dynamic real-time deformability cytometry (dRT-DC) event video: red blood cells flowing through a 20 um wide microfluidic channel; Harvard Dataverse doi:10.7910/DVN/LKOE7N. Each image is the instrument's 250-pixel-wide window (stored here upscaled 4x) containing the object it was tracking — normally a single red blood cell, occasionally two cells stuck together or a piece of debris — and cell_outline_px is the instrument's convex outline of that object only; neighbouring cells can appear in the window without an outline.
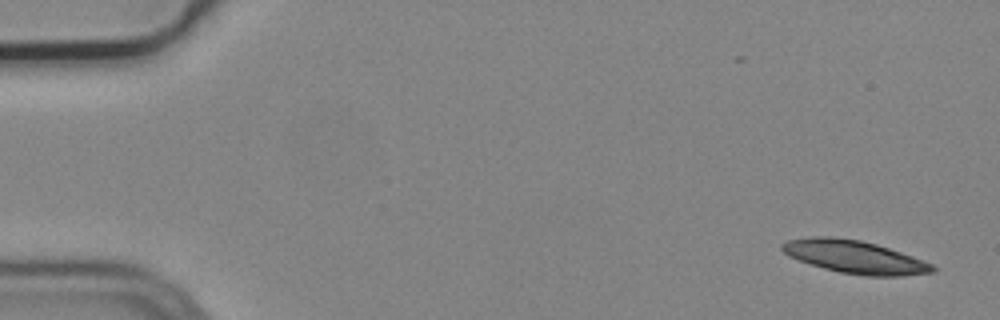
{"species": "common noctule bat (a hibernating species)", "species_latin": "Nyctalus noctula", "temperature_condition": "cold", "stored_images_in_passage": 4, "camera_frame_rate_fps": 3000, "um_per_image_px": 0.085, "animal": {"sex": "male", "body_mass_g": 19.2, "forearm_length_mm": 51.8}, "frame": {"image": 1, "passage_image": 1, "time_ms": 0.0, "image_size_px": [1000, 320], "cell_outline_px": [[936, 272], [900, 276], [864, 276], [840, 272], [824, 268], [788, 256], [780, 248], [780, 244], [788, 240], [808, 236], [832, 236], [860, 240], [876, 244], [912, 256], [932, 264], [936, 268]], "centroid_in_image_um": [72.63, 21.83], "position_along_channel_um": 12.4, "area_um2": 28.78}}